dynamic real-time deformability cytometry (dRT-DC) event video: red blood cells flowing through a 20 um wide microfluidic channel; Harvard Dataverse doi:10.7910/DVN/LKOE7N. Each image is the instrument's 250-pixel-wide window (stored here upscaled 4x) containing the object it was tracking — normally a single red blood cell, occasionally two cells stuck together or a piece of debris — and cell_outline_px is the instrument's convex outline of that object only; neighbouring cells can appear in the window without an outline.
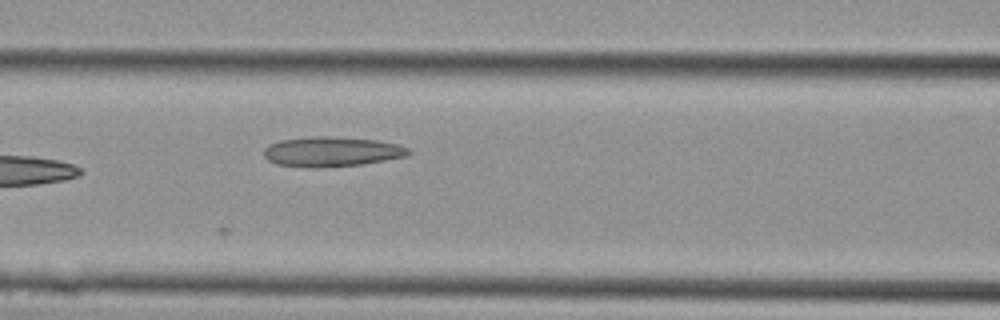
{"species": "Egyptian fruit bat (a non-hibernating species)", "species_latin": "Rousettus aegyptiacus", "temperature_condition": "cold", "stored_images_in_passage": 14, "camera_frame_rate_fps": 3000, "um_per_image_px": 0.085, "animal": {"sex": "female"}, "frame": {"image": 1, "passage_image": 14, "time_ms": 4.333, "image_size_px": [1000, 320], "cell_outline_px": [[412, 152], [408, 156], [360, 164], [316, 168], [312, 168], [276, 164], [268, 160], [264, 156], [264, 148], [268, 144], [280, 140], [308, 136], [328, 136], [376, 140], [396, 144], [408, 148]], "centroid_in_image_um": [28.15, 12.89], "position_along_channel_um": 138.4, "area_um2": 25.2}}